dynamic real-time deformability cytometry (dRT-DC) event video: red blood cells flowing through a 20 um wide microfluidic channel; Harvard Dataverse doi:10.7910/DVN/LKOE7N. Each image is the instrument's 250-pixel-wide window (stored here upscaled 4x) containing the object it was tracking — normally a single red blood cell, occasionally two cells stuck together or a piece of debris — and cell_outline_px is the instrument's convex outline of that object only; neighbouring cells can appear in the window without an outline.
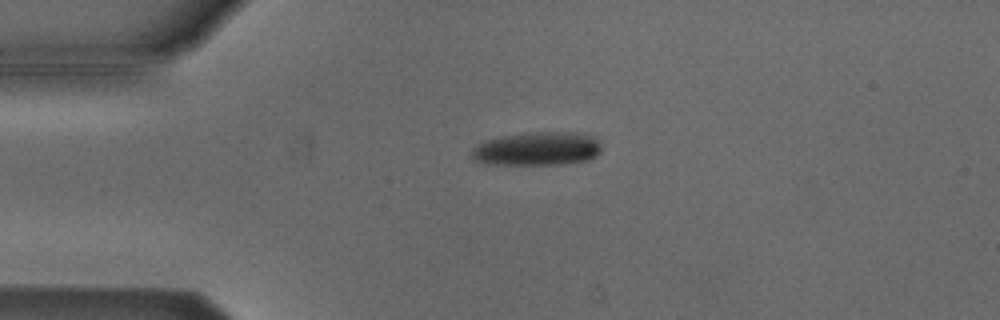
{"species": "Egyptian fruit bat (a non-hibernating species)", "species_latin": "Rousettus aegyptiacus", "temperature_condition": "cold", "stored_images_in_passage": 43, "camera_frame_rate_fps": 3000, "um_per_image_px": 0.085, "animal": {"sex": "male"}, "frame": {"image": 1, "passage_image": 2, "time_ms": 0.333, "image_size_px": [1000, 320], "cell_outline_px": [[600, 152], [596, 156], [588, 160], [560, 164], [484, 164], [472, 160], [468, 156], [472, 148], [488, 140], [504, 136], [536, 132], [564, 132], [588, 136], [600, 140]], "centroid_in_image_um": [45.61, 12.67], "position_along_channel_um": 39.4, "area_um2": 25.14}}
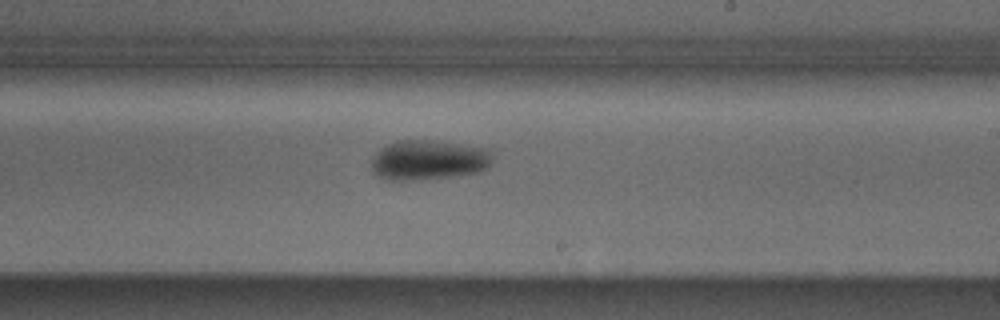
{"frame": {"image": 2, "passage_image": 21, "time_ms": 6.667, "image_size_px": [1000, 320], "cell_outline_px": [[492, 160], [480, 172], [448, 176], [404, 180], [392, 180], [380, 176], [372, 172], [372, 160], [376, 152], [380, 148], [396, 140], [428, 140], [488, 148], [492, 152]], "centroid_in_image_um": [36.41, 13.58], "position_along_channel_um": 252.6, "area_um2": 27.69}}
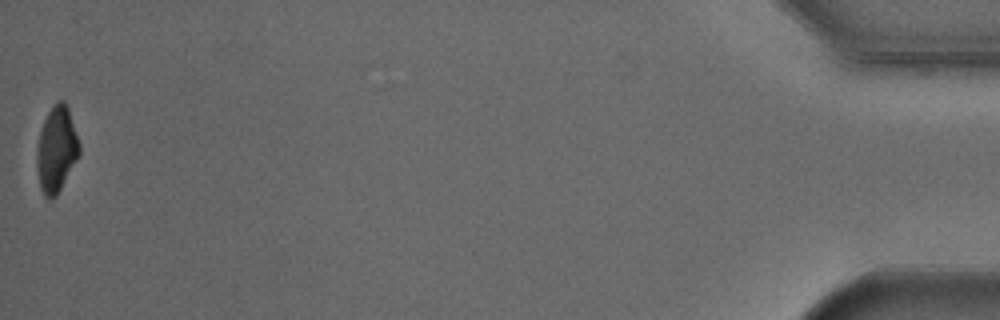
{"frame": {"image": 3, "passage_image": 43, "time_ms": 14.0, "image_size_px": [1000, 320], "cell_outline_px": [[80, 156], [56, 196], [44, 196], [40, 188], [36, 164], [36, 156], [40, 132], [44, 120], [52, 104], [56, 100], [64, 100], [68, 108], [80, 144]], "centroid_in_image_um": [4.81, 12.67], "position_along_channel_um": 430.4, "area_um2": 21.21}, "authors_computed_cell_mechanics": {"area_um2": 25.721, "velocity_mm_per_s": 3.8169, "shape_relaxation_time_tau1_ms": 3.2487, "shape_relaxation_time_tau2_ms": null, "deformation_change_tau1": 0.1349, "deformation_change_tau2": null}}